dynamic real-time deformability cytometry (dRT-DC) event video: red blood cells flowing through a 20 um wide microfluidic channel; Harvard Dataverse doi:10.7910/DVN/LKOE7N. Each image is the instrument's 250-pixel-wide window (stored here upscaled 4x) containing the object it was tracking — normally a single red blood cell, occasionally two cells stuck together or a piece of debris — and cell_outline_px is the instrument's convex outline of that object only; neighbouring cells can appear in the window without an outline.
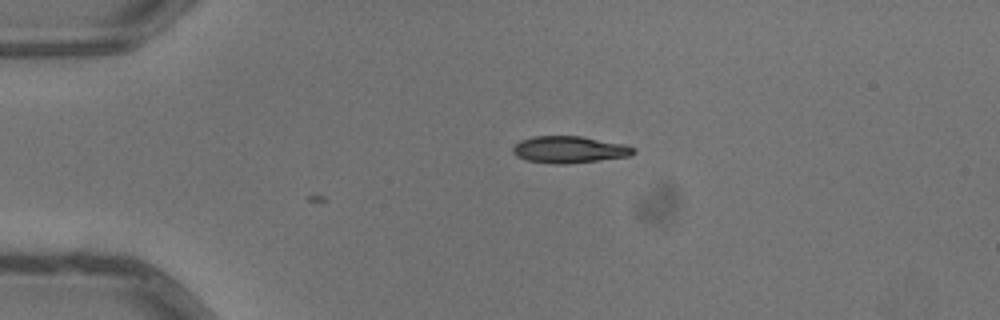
{"species": "common noctule bat (a hibernating species)", "species_latin": "Nyctalus noctula", "temperature_condition": "warm", "stored_images_in_passage": 3, "camera_frame_rate_fps": 3000, "um_per_image_px": 0.085, "animal": {"sex": "male", "body_mass_g": 13.3}, "frame": {"image": 1, "passage_image": 3, "time_ms": 0.667, "image_size_px": [1000, 320], "cell_outline_px": [[636, 152], [632, 156], [564, 164], [556, 164], [528, 160], [516, 156], [512, 152], [512, 148], [520, 140], [532, 136], [580, 136], [624, 144], [636, 148]], "centroid_in_image_um": [48.41, 12.71], "position_along_channel_um": 36.6, "area_um2": 18.84}}